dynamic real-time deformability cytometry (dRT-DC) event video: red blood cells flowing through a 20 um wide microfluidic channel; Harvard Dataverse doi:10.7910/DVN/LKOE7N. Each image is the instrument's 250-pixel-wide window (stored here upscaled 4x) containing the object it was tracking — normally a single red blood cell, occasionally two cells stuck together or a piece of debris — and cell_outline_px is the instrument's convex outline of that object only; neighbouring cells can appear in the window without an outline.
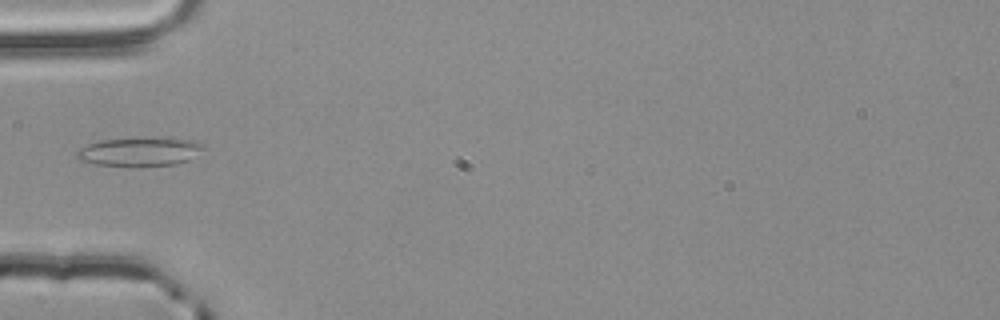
{"species": "common noctule bat (a hibernating species)", "species_latin": "Nyctalus noctula", "temperature_condition": "room temperature", "stored_images_in_passage": 4, "camera_frame_rate_fps": 3000, "um_per_image_px": 0.085, "animal": {"sex": "male", "body_mass_g": 20.4}, "frame": {"image": 1, "passage_image": 4, "time_ms": 1.0, "image_size_px": [1000, 320], "cell_outline_px": [[204, 148], [188, 160], [176, 164], [136, 168], [96, 164], [80, 160], [76, 156], [76, 152], [80, 148], [88, 144], [100, 140], [144, 136], [172, 136], [204, 144]], "centroid_in_image_um": [11.87, 12.88], "position_along_channel_um": 73.1, "area_um2": 22.25}}